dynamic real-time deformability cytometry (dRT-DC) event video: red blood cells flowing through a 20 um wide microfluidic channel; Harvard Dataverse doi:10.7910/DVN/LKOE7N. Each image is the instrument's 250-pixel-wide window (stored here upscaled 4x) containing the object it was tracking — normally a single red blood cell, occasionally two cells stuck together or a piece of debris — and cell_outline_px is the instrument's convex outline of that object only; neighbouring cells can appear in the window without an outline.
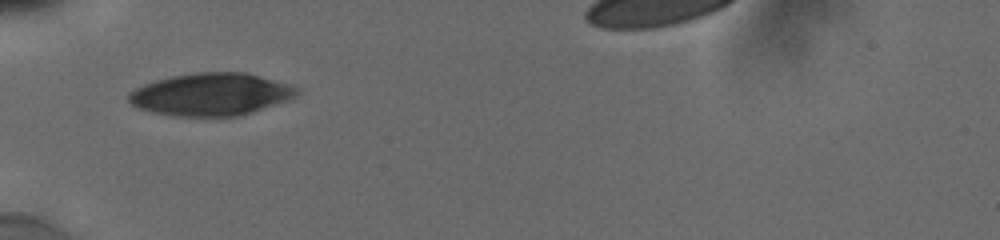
{"species": "human", "species_latin": "Homo sapiens", "temperature_condition": "cold", "stored_images_in_passage": 40, "camera_frame_rate_fps": 3000, "um_per_image_px": 0.085, "donor": {"sex": "male"}, "frame": {"image": 1, "passage_image": 1, "time_ms": 0.0, "image_size_px": [1000, 240], "cell_outline_px": [[300, 92], [296, 96], [288, 100], [240, 116], [176, 116], [136, 108], [128, 100], [128, 92], [144, 84], [156, 80], [172, 76], [196, 72], [244, 72], [288, 84], [300, 88]], "centroid_in_image_um": [17.93, 8.02], "position_along_channel_um": 67.1, "area_um2": 41.5}}
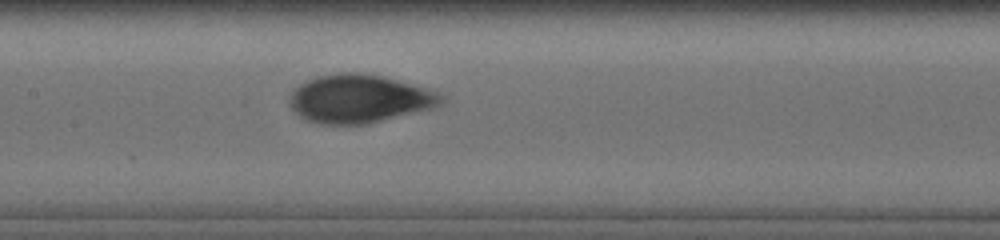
{"frame": {"image": 2, "passage_image": 16, "time_ms": 3.0, "image_size_px": [1000, 240], "cell_outline_px": [[444, 100], [436, 108], [368, 124], [320, 124], [308, 120], [300, 116], [292, 108], [288, 100], [292, 88], [316, 76], [340, 72], [360, 72], [384, 76], [432, 88], [440, 92], [444, 96]], "centroid_in_image_um": [30.6, 8.38], "position_along_channel_um": 176.8, "area_um2": 43.52}}
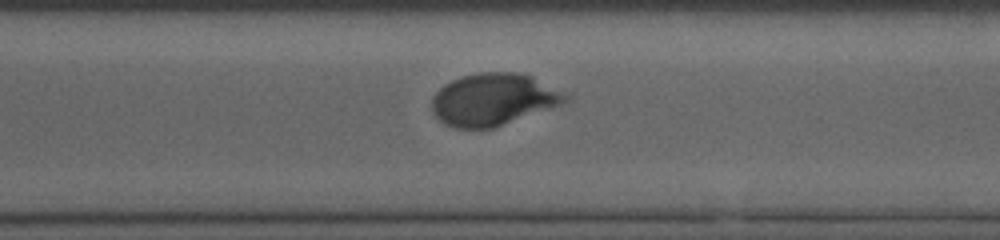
{"frame": {"image": 3, "passage_image": 36, "time_ms": 7.0, "image_size_px": [1000, 240], "cell_outline_px": [[568, 100], [560, 104], [492, 128], [456, 128], [440, 120], [432, 112], [432, 96], [444, 84], [460, 76], [480, 72], [520, 72], [532, 76], [568, 96]], "centroid_in_image_um": [41.87, 8.43], "position_along_channel_um": 328.7, "area_um2": 39.88}}